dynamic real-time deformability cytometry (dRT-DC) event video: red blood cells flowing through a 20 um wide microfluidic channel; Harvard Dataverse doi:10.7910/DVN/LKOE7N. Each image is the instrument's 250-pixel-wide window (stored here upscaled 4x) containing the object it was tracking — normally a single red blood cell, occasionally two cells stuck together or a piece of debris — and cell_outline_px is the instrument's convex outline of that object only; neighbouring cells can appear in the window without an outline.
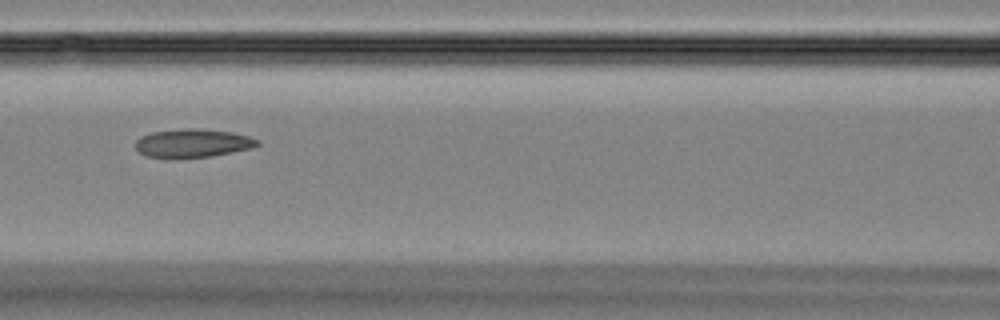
{"species": "Egyptian fruit bat (a non-hibernating species)", "species_latin": "Rousettus aegyptiacus", "temperature_condition": "room temperature", "stored_images_in_passage": 48, "camera_frame_rate_fps": 3000, "um_per_image_px": 0.085, "animal": {"sex": "female"}, "frame": {"image": 1, "passage_image": 21, "time_ms": 6.667, "image_size_px": [1000, 320], "cell_outline_px": [[260, 144], [252, 148], [212, 156], [168, 160], [144, 156], [136, 148], [136, 140], [140, 136], [152, 132], [184, 128], [196, 128], [232, 132], [248, 136], [260, 140]], "centroid_in_image_um": [16.34, 12.19], "position_along_channel_um": 150.3, "area_um2": 20.75}}
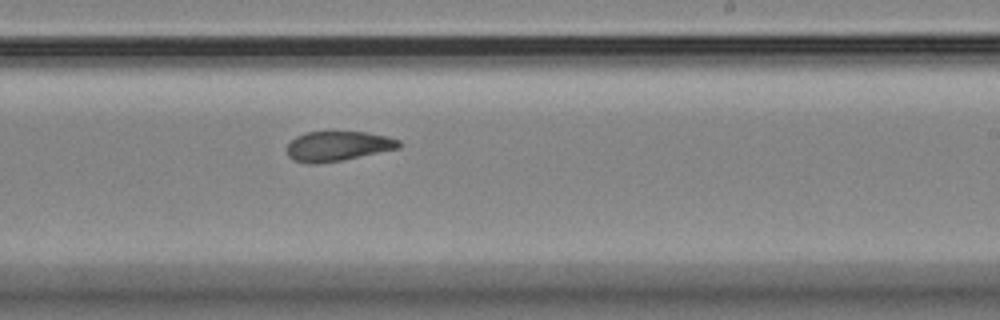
{"frame": {"image": 2, "passage_image": 29, "time_ms": 9.333, "image_size_px": [1000, 320], "cell_outline_px": [[404, 144], [400, 148], [344, 160], [316, 164], [308, 164], [292, 160], [288, 156], [288, 144], [296, 136], [304, 132], [368, 132], [388, 136], [400, 140]], "centroid_in_image_um": [28.75, 12.42], "position_along_channel_um": 260.2, "area_um2": 19.77}}
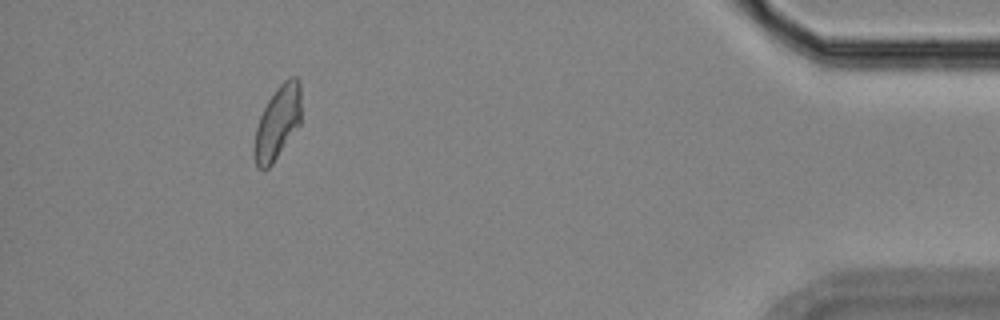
{"frame": {"image": 3, "passage_image": 44, "time_ms": 14.333, "image_size_px": [1000, 320], "cell_outline_px": [[300, 124], [272, 164], [268, 168], [256, 168], [252, 148], [256, 128], [260, 116], [268, 100], [276, 88], [284, 80], [292, 76], [296, 76], [300, 80]], "centroid_in_image_um": [23.57, 10.42], "position_along_channel_um": 411.6, "area_um2": 20.06}}